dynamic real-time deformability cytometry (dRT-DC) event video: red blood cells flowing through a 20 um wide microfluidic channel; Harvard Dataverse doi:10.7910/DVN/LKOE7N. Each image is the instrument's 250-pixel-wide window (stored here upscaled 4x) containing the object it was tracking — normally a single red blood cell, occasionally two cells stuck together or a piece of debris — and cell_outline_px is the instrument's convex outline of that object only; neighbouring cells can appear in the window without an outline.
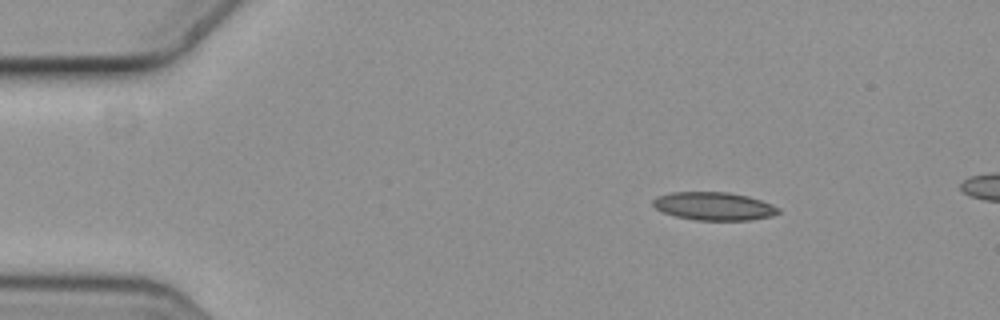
{"species": "common noctule bat (a hibernating species)", "species_latin": "Nyctalus noctula", "temperature_condition": "cold", "stored_images_in_passage": 5, "camera_frame_rate_fps": 3000, "um_per_image_px": 0.085, "animal": {"sex": "female", "body_mass_g": 19.3, "forearm_length_mm": 54.1}, "frame": {"image": 1, "passage_image": 2, "time_ms": 0.333, "image_size_px": [1000, 320], "cell_outline_px": [[780, 212], [772, 216], [752, 220], [696, 220], [676, 216], [664, 212], [656, 208], [652, 204], [652, 200], [660, 196], [672, 192], [728, 192], [748, 196], [772, 204], [780, 208]], "centroid_in_image_um": [60.72, 17.53], "position_along_channel_um": 24.3, "area_um2": 20.46}}